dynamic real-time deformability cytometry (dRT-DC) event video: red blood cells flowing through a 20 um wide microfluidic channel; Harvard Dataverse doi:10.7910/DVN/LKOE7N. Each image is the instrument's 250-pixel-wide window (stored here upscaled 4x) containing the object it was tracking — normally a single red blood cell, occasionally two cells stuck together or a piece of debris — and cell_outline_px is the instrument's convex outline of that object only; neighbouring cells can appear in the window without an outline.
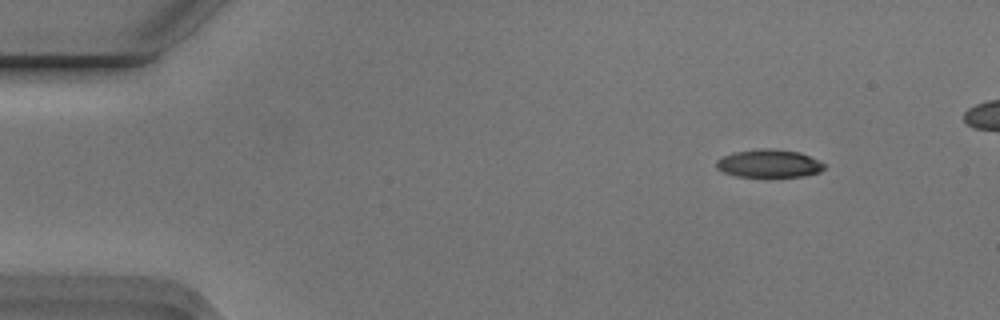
{"species": "Egyptian fruit bat (a non-hibernating species)", "species_latin": "Rousettus aegyptiacus", "temperature_condition": "cold", "stored_images_in_passage": 5, "camera_frame_rate_fps": 3000, "um_per_image_px": 0.085, "animal": {"sex": "male"}, "frame": {"image": 1, "passage_image": 2, "time_ms": 0.333, "image_size_px": [1000, 320], "cell_outline_px": [[828, 164], [820, 172], [804, 176], [768, 180], [736, 176], [724, 172], [716, 168], [716, 160], [732, 152], [760, 148], [772, 148], [800, 152], [820, 160]], "centroid_in_image_um": [65.4, 13.94], "position_along_channel_um": 19.6, "area_um2": 18.73}}